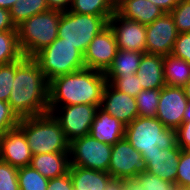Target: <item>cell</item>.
I'll return each instance as SVG.
<instances>
[{"instance_id":"30","label":"cell","mask_w":190,"mask_h":190,"mask_svg":"<svg viewBox=\"0 0 190 190\" xmlns=\"http://www.w3.org/2000/svg\"><path fill=\"white\" fill-rule=\"evenodd\" d=\"M170 15L179 33L190 32V0H180Z\"/></svg>"},{"instance_id":"7","label":"cell","mask_w":190,"mask_h":190,"mask_svg":"<svg viewBox=\"0 0 190 190\" xmlns=\"http://www.w3.org/2000/svg\"><path fill=\"white\" fill-rule=\"evenodd\" d=\"M107 16L62 12L58 24V38L73 45L83 55L89 43L108 26Z\"/></svg>"},{"instance_id":"28","label":"cell","mask_w":190,"mask_h":190,"mask_svg":"<svg viewBox=\"0 0 190 190\" xmlns=\"http://www.w3.org/2000/svg\"><path fill=\"white\" fill-rule=\"evenodd\" d=\"M20 190H47L49 179L30 165L18 168Z\"/></svg>"},{"instance_id":"37","label":"cell","mask_w":190,"mask_h":190,"mask_svg":"<svg viewBox=\"0 0 190 190\" xmlns=\"http://www.w3.org/2000/svg\"><path fill=\"white\" fill-rule=\"evenodd\" d=\"M171 54L190 64V32L179 33Z\"/></svg>"},{"instance_id":"5","label":"cell","mask_w":190,"mask_h":190,"mask_svg":"<svg viewBox=\"0 0 190 190\" xmlns=\"http://www.w3.org/2000/svg\"><path fill=\"white\" fill-rule=\"evenodd\" d=\"M124 138L141 154L177 145L176 130L166 128L156 117L138 116L126 125Z\"/></svg>"},{"instance_id":"44","label":"cell","mask_w":190,"mask_h":190,"mask_svg":"<svg viewBox=\"0 0 190 190\" xmlns=\"http://www.w3.org/2000/svg\"><path fill=\"white\" fill-rule=\"evenodd\" d=\"M125 190H145L135 179L125 180Z\"/></svg>"},{"instance_id":"45","label":"cell","mask_w":190,"mask_h":190,"mask_svg":"<svg viewBox=\"0 0 190 190\" xmlns=\"http://www.w3.org/2000/svg\"><path fill=\"white\" fill-rule=\"evenodd\" d=\"M18 0H0V7L6 10H10L11 7L17 2Z\"/></svg>"},{"instance_id":"11","label":"cell","mask_w":190,"mask_h":190,"mask_svg":"<svg viewBox=\"0 0 190 190\" xmlns=\"http://www.w3.org/2000/svg\"><path fill=\"white\" fill-rule=\"evenodd\" d=\"M187 103L188 100L183 87L165 85L160 89L156 118L166 128L176 130L183 124V116Z\"/></svg>"},{"instance_id":"35","label":"cell","mask_w":190,"mask_h":190,"mask_svg":"<svg viewBox=\"0 0 190 190\" xmlns=\"http://www.w3.org/2000/svg\"><path fill=\"white\" fill-rule=\"evenodd\" d=\"M190 187V150H182L177 167L176 189Z\"/></svg>"},{"instance_id":"38","label":"cell","mask_w":190,"mask_h":190,"mask_svg":"<svg viewBox=\"0 0 190 190\" xmlns=\"http://www.w3.org/2000/svg\"><path fill=\"white\" fill-rule=\"evenodd\" d=\"M177 145L182 150H190V121H183V124L176 129Z\"/></svg>"},{"instance_id":"21","label":"cell","mask_w":190,"mask_h":190,"mask_svg":"<svg viewBox=\"0 0 190 190\" xmlns=\"http://www.w3.org/2000/svg\"><path fill=\"white\" fill-rule=\"evenodd\" d=\"M30 166L48 179L61 177L69 171V153L32 155Z\"/></svg>"},{"instance_id":"48","label":"cell","mask_w":190,"mask_h":190,"mask_svg":"<svg viewBox=\"0 0 190 190\" xmlns=\"http://www.w3.org/2000/svg\"><path fill=\"white\" fill-rule=\"evenodd\" d=\"M176 190H190V187H188V188H178Z\"/></svg>"},{"instance_id":"32","label":"cell","mask_w":190,"mask_h":190,"mask_svg":"<svg viewBox=\"0 0 190 190\" xmlns=\"http://www.w3.org/2000/svg\"><path fill=\"white\" fill-rule=\"evenodd\" d=\"M135 180L145 190H176V186L146 171L140 172Z\"/></svg>"},{"instance_id":"46","label":"cell","mask_w":190,"mask_h":190,"mask_svg":"<svg viewBox=\"0 0 190 190\" xmlns=\"http://www.w3.org/2000/svg\"><path fill=\"white\" fill-rule=\"evenodd\" d=\"M185 95L188 101H190V79L187 81V83L183 86Z\"/></svg>"},{"instance_id":"19","label":"cell","mask_w":190,"mask_h":190,"mask_svg":"<svg viewBox=\"0 0 190 190\" xmlns=\"http://www.w3.org/2000/svg\"><path fill=\"white\" fill-rule=\"evenodd\" d=\"M125 128V124L99 107L92 122L89 135L100 142L114 145L124 138Z\"/></svg>"},{"instance_id":"24","label":"cell","mask_w":190,"mask_h":190,"mask_svg":"<svg viewBox=\"0 0 190 190\" xmlns=\"http://www.w3.org/2000/svg\"><path fill=\"white\" fill-rule=\"evenodd\" d=\"M163 69L167 86L183 87L190 79V64L172 54L164 55Z\"/></svg>"},{"instance_id":"16","label":"cell","mask_w":190,"mask_h":190,"mask_svg":"<svg viewBox=\"0 0 190 190\" xmlns=\"http://www.w3.org/2000/svg\"><path fill=\"white\" fill-rule=\"evenodd\" d=\"M100 108L125 125L138 117L135 97L118 91L108 82L103 90Z\"/></svg>"},{"instance_id":"31","label":"cell","mask_w":190,"mask_h":190,"mask_svg":"<svg viewBox=\"0 0 190 190\" xmlns=\"http://www.w3.org/2000/svg\"><path fill=\"white\" fill-rule=\"evenodd\" d=\"M15 73L16 61L0 65V101L8 102Z\"/></svg>"},{"instance_id":"26","label":"cell","mask_w":190,"mask_h":190,"mask_svg":"<svg viewBox=\"0 0 190 190\" xmlns=\"http://www.w3.org/2000/svg\"><path fill=\"white\" fill-rule=\"evenodd\" d=\"M49 10L46 0H18L9 12L15 26L22 21Z\"/></svg>"},{"instance_id":"1","label":"cell","mask_w":190,"mask_h":190,"mask_svg":"<svg viewBox=\"0 0 190 190\" xmlns=\"http://www.w3.org/2000/svg\"><path fill=\"white\" fill-rule=\"evenodd\" d=\"M49 82L33 57L16 60L8 103L19 119L49 112Z\"/></svg>"},{"instance_id":"25","label":"cell","mask_w":190,"mask_h":190,"mask_svg":"<svg viewBox=\"0 0 190 190\" xmlns=\"http://www.w3.org/2000/svg\"><path fill=\"white\" fill-rule=\"evenodd\" d=\"M116 0H72L69 11L78 14L107 16L109 19L115 12Z\"/></svg>"},{"instance_id":"47","label":"cell","mask_w":190,"mask_h":190,"mask_svg":"<svg viewBox=\"0 0 190 190\" xmlns=\"http://www.w3.org/2000/svg\"><path fill=\"white\" fill-rule=\"evenodd\" d=\"M183 121H190V101L187 103L186 111L184 112Z\"/></svg>"},{"instance_id":"22","label":"cell","mask_w":190,"mask_h":190,"mask_svg":"<svg viewBox=\"0 0 190 190\" xmlns=\"http://www.w3.org/2000/svg\"><path fill=\"white\" fill-rule=\"evenodd\" d=\"M74 190H105L108 182L113 178L108 172L70 166Z\"/></svg>"},{"instance_id":"3","label":"cell","mask_w":190,"mask_h":190,"mask_svg":"<svg viewBox=\"0 0 190 190\" xmlns=\"http://www.w3.org/2000/svg\"><path fill=\"white\" fill-rule=\"evenodd\" d=\"M18 127L24 132L32 155L70 152V142L52 113L22 118Z\"/></svg>"},{"instance_id":"4","label":"cell","mask_w":190,"mask_h":190,"mask_svg":"<svg viewBox=\"0 0 190 190\" xmlns=\"http://www.w3.org/2000/svg\"><path fill=\"white\" fill-rule=\"evenodd\" d=\"M61 11L47 10L16 26L18 44L25 57H34L58 38Z\"/></svg>"},{"instance_id":"14","label":"cell","mask_w":190,"mask_h":190,"mask_svg":"<svg viewBox=\"0 0 190 190\" xmlns=\"http://www.w3.org/2000/svg\"><path fill=\"white\" fill-rule=\"evenodd\" d=\"M108 25L113 30L117 47L146 53V26L119 16L116 12L110 17Z\"/></svg>"},{"instance_id":"33","label":"cell","mask_w":190,"mask_h":190,"mask_svg":"<svg viewBox=\"0 0 190 190\" xmlns=\"http://www.w3.org/2000/svg\"><path fill=\"white\" fill-rule=\"evenodd\" d=\"M0 190H20L18 168L0 160Z\"/></svg>"},{"instance_id":"8","label":"cell","mask_w":190,"mask_h":190,"mask_svg":"<svg viewBox=\"0 0 190 190\" xmlns=\"http://www.w3.org/2000/svg\"><path fill=\"white\" fill-rule=\"evenodd\" d=\"M111 152L112 145L83 136L70 142V166L108 172Z\"/></svg>"},{"instance_id":"13","label":"cell","mask_w":190,"mask_h":190,"mask_svg":"<svg viewBox=\"0 0 190 190\" xmlns=\"http://www.w3.org/2000/svg\"><path fill=\"white\" fill-rule=\"evenodd\" d=\"M179 32L170 13H164L146 26V53L171 54Z\"/></svg>"},{"instance_id":"23","label":"cell","mask_w":190,"mask_h":190,"mask_svg":"<svg viewBox=\"0 0 190 190\" xmlns=\"http://www.w3.org/2000/svg\"><path fill=\"white\" fill-rule=\"evenodd\" d=\"M143 53L118 49L114 60L104 72L106 81L112 83L117 77L136 74Z\"/></svg>"},{"instance_id":"18","label":"cell","mask_w":190,"mask_h":190,"mask_svg":"<svg viewBox=\"0 0 190 190\" xmlns=\"http://www.w3.org/2000/svg\"><path fill=\"white\" fill-rule=\"evenodd\" d=\"M115 12L128 20L149 25L165 12L149 0H116Z\"/></svg>"},{"instance_id":"34","label":"cell","mask_w":190,"mask_h":190,"mask_svg":"<svg viewBox=\"0 0 190 190\" xmlns=\"http://www.w3.org/2000/svg\"><path fill=\"white\" fill-rule=\"evenodd\" d=\"M111 85L118 91L136 97L143 90L136 74L117 77Z\"/></svg>"},{"instance_id":"6","label":"cell","mask_w":190,"mask_h":190,"mask_svg":"<svg viewBox=\"0 0 190 190\" xmlns=\"http://www.w3.org/2000/svg\"><path fill=\"white\" fill-rule=\"evenodd\" d=\"M49 82L61 75L85 68L83 54L62 38L55 39L34 57Z\"/></svg>"},{"instance_id":"17","label":"cell","mask_w":190,"mask_h":190,"mask_svg":"<svg viewBox=\"0 0 190 190\" xmlns=\"http://www.w3.org/2000/svg\"><path fill=\"white\" fill-rule=\"evenodd\" d=\"M182 149L176 145L172 149H161L143 153L145 171L176 186L177 167Z\"/></svg>"},{"instance_id":"42","label":"cell","mask_w":190,"mask_h":190,"mask_svg":"<svg viewBox=\"0 0 190 190\" xmlns=\"http://www.w3.org/2000/svg\"><path fill=\"white\" fill-rule=\"evenodd\" d=\"M156 6L160 7L165 13H170L180 0H149Z\"/></svg>"},{"instance_id":"39","label":"cell","mask_w":190,"mask_h":190,"mask_svg":"<svg viewBox=\"0 0 190 190\" xmlns=\"http://www.w3.org/2000/svg\"><path fill=\"white\" fill-rule=\"evenodd\" d=\"M47 190H74L69 172L61 177L49 179Z\"/></svg>"},{"instance_id":"2","label":"cell","mask_w":190,"mask_h":190,"mask_svg":"<svg viewBox=\"0 0 190 190\" xmlns=\"http://www.w3.org/2000/svg\"><path fill=\"white\" fill-rule=\"evenodd\" d=\"M106 83L104 72L89 68L53 78L48 87L49 113L66 105L90 104L100 107Z\"/></svg>"},{"instance_id":"29","label":"cell","mask_w":190,"mask_h":190,"mask_svg":"<svg viewBox=\"0 0 190 190\" xmlns=\"http://www.w3.org/2000/svg\"><path fill=\"white\" fill-rule=\"evenodd\" d=\"M159 98L160 89L141 90L135 97L138 108V116L156 117Z\"/></svg>"},{"instance_id":"20","label":"cell","mask_w":190,"mask_h":190,"mask_svg":"<svg viewBox=\"0 0 190 190\" xmlns=\"http://www.w3.org/2000/svg\"><path fill=\"white\" fill-rule=\"evenodd\" d=\"M163 55L144 53L140 60L136 75L143 90L162 89L166 84L164 80Z\"/></svg>"},{"instance_id":"43","label":"cell","mask_w":190,"mask_h":190,"mask_svg":"<svg viewBox=\"0 0 190 190\" xmlns=\"http://www.w3.org/2000/svg\"><path fill=\"white\" fill-rule=\"evenodd\" d=\"M105 190H125V180L112 178L108 182Z\"/></svg>"},{"instance_id":"27","label":"cell","mask_w":190,"mask_h":190,"mask_svg":"<svg viewBox=\"0 0 190 190\" xmlns=\"http://www.w3.org/2000/svg\"><path fill=\"white\" fill-rule=\"evenodd\" d=\"M22 57L17 31H0V65L20 60Z\"/></svg>"},{"instance_id":"40","label":"cell","mask_w":190,"mask_h":190,"mask_svg":"<svg viewBox=\"0 0 190 190\" xmlns=\"http://www.w3.org/2000/svg\"><path fill=\"white\" fill-rule=\"evenodd\" d=\"M0 31H17L9 10L0 7Z\"/></svg>"},{"instance_id":"41","label":"cell","mask_w":190,"mask_h":190,"mask_svg":"<svg viewBox=\"0 0 190 190\" xmlns=\"http://www.w3.org/2000/svg\"><path fill=\"white\" fill-rule=\"evenodd\" d=\"M50 10L66 12L70 9L72 0H46Z\"/></svg>"},{"instance_id":"10","label":"cell","mask_w":190,"mask_h":190,"mask_svg":"<svg viewBox=\"0 0 190 190\" xmlns=\"http://www.w3.org/2000/svg\"><path fill=\"white\" fill-rule=\"evenodd\" d=\"M145 171L143 155L125 138L112 145L108 173L116 179L132 180Z\"/></svg>"},{"instance_id":"15","label":"cell","mask_w":190,"mask_h":190,"mask_svg":"<svg viewBox=\"0 0 190 190\" xmlns=\"http://www.w3.org/2000/svg\"><path fill=\"white\" fill-rule=\"evenodd\" d=\"M32 153L24 132L16 127L0 136V160L16 168L29 166Z\"/></svg>"},{"instance_id":"9","label":"cell","mask_w":190,"mask_h":190,"mask_svg":"<svg viewBox=\"0 0 190 190\" xmlns=\"http://www.w3.org/2000/svg\"><path fill=\"white\" fill-rule=\"evenodd\" d=\"M60 107L61 111L54 110L52 114L59 121L69 142L89 135L98 105L77 104Z\"/></svg>"},{"instance_id":"36","label":"cell","mask_w":190,"mask_h":190,"mask_svg":"<svg viewBox=\"0 0 190 190\" xmlns=\"http://www.w3.org/2000/svg\"><path fill=\"white\" fill-rule=\"evenodd\" d=\"M19 118L12 111L8 102L0 101V136L18 127Z\"/></svg>"},{"instance_id":"12","label":"cell","mask_w":190,"mask_h":190,"mask_svg":"<svg viewBox=\"0 0 190 190\" xmlns=\"http://www.w3.org/2000/svg\"><path fill=\"white\" fill-rule=\"evenodd\" d=\"M118 51L113 30L108 25L89 43L84 52L85 68L105 72Z\"/></svg>"}]
</instances>
